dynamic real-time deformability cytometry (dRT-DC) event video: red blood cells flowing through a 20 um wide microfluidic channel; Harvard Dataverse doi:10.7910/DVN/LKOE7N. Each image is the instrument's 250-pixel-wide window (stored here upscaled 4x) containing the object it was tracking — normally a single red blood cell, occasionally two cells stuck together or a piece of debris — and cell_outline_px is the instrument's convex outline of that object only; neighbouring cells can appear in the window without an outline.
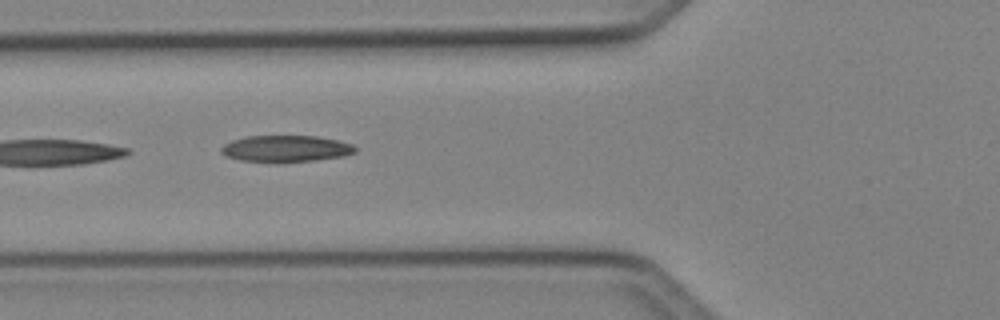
{"species": "Egyptian fruit bat (a non-hibernating species)", "species_latin": "Rousettus aegyptiacus", "temperature_condition": "cold", "stored_images_in_passage": 5, "camera_frame_rate_fps": 3000, "um_per_image_px": 0.085, "animal": {"sex": "female"}, "frame": {"image": 1, "passage_image": 5, "time_ms": 1.333, "image_size_px": [1000, 320], "cell_outline_px": [[356, 152], [344, 156], [316, 160], [280, 164], [276, 164], [240, 160], [224, 156], [220, 152], [220, 148], [224, 144], [232, 140], [244, 136], [316, 136], [336, 140], [352, 144], [356, 148]], "centroid_in_image_um": [24.24, 12.66], "position_along_channel_um": 101.6, "area_um2": 21.33}}